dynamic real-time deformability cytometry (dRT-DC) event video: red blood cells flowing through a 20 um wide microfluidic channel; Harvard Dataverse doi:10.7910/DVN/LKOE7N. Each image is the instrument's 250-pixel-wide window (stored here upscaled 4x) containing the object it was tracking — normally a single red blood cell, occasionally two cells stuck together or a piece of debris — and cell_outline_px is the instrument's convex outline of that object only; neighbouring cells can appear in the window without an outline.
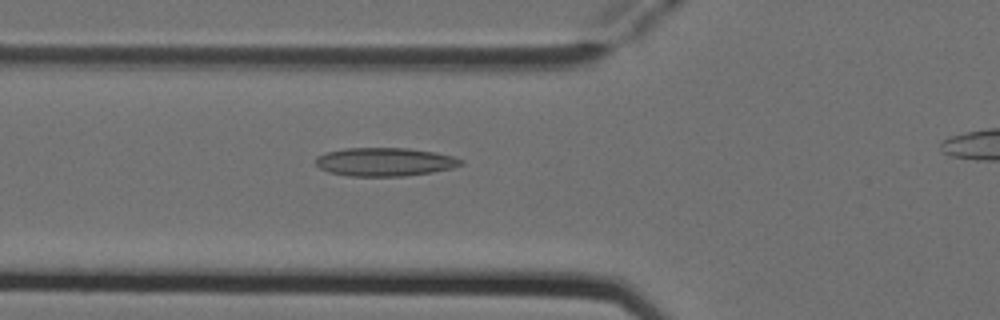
{"species": "Egyptian fruit bat (a non-hibernating species)", "species_latin": "Rousettus aegyptiacus", "temperature_condition": "cold", "stored_images_in_passage": 5, "camera_frame_rate_fps": 3000, "um_per_image_px": 0.085, "animal": {"sex": "female"}, "frame": {"image": 1, "passage_image": 4, "time_ms": 1.0, "image_size_px": [1000, 320], "cell_outline_px": [[464, 164], [452, 168], [432, 172], [404, 176], [348, 176], [328, 172], [320, 168], [316, 164], [316, 156], [324, 152], [344, 148], [408, 148], [436, 152], [452, 156], [464, 160]], "centroid_in_image_um": [32.7, 13.75], "position_along_channel_um": 93.1, "area_um2": 24.28}}